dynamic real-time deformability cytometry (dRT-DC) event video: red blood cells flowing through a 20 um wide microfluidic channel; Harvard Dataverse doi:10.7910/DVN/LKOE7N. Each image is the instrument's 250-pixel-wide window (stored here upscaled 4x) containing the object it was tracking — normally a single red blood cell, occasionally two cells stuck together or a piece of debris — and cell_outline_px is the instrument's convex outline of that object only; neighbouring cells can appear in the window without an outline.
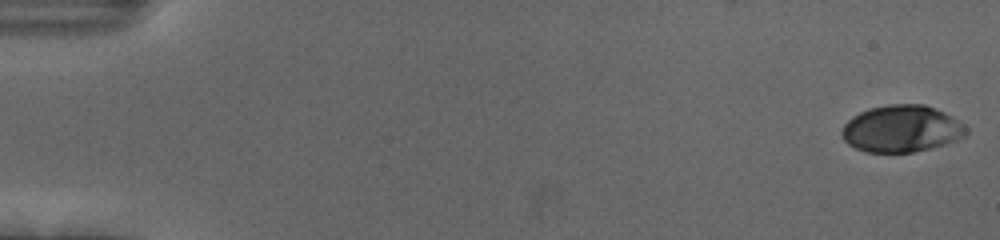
{"species": "human", "species_latin": "Homo sapiens", "temperature_condition": "cold", "stored_images_in_passage": 55, "camera_frame_rate_fps": 3000, "um_per_image_px": 0.085, "donor": {"sex": "female"}, "frame": {"image": 1, "passage_image": 1, "time_ms": 0.0, "image_size_px": [1000, 240], "cell_outline_px": [[968, 132], [964, 136], [956, 140], [944, 144], [912, 152], [864, 152], [848, 144], [844, 140], [840, 132], [844, 124], [852, 116], [868, 108], [888, 104], [924, 104], [944, 112], [952, 116], [964, 124], [968, 128]], "centroid_in_image_um": [76.61, 10.93], "position_along_channel_um": 8.4, "area_um2": 34.04}}
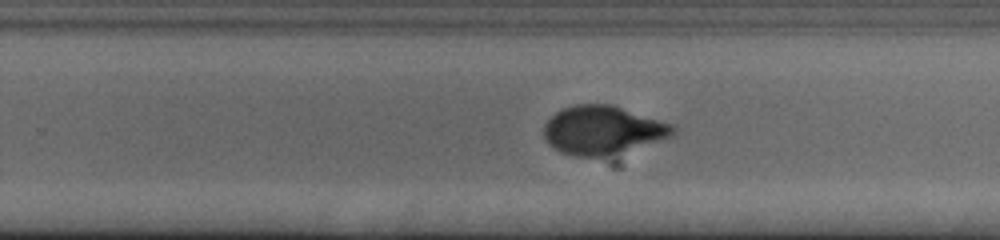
{"frame": {"image": 2, "passage_image": 36, "time_ms": 11.667, "image_size_px": [1000, 240], "cell_outline_px": [[676, 132], [672, 136], [600, 156], [576, 156], [560, 152], [548, 144], [544, 136], [544, 124], [560, 108], [576, 104], [612, 104], [672, 124], [676, 128]], "centroid_in_image_um": [51.16, 11.02], "position_along_channel_um": 278.6, "area_um2": 35.78}}
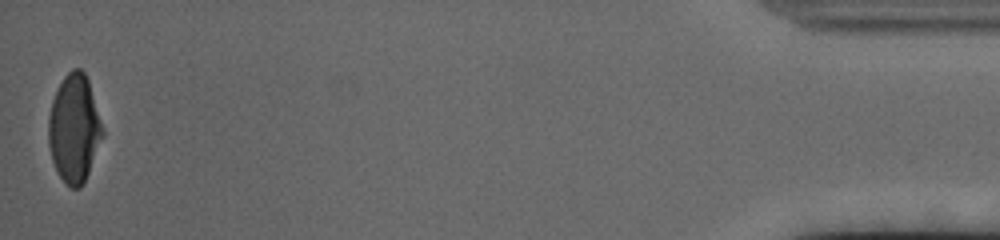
{"frame": {"image": 3, "passage_image": 55, "time_ms": 18.0, "image_size_px": [1000, 240], "cell_outline_px": [[104, 136], [84, 184], [80, 188], [72, 188], [64, 184], [56, 172], [52, 160], [48, 144], [48, 116], [52, 100], [64, 76], [72, 68], [80, 68], [84, 72], [88, 80], [104, 128]], "centroid_in_image_um": [6.31, 10.97], "position_along_channel_um": 428.9, "area_um2": 34.51}, "authors_computed_cell_mechanics": {"area_um2": 35.2002, "velocity_mm_per_s": 3.7036, "shape_relaxation_time_tau1_ms": 4.5877, "shape_relaxation_time_tau2_ms": null, "deformation_change_tau1": 0.1834, "deformation_change_tau2": null}}